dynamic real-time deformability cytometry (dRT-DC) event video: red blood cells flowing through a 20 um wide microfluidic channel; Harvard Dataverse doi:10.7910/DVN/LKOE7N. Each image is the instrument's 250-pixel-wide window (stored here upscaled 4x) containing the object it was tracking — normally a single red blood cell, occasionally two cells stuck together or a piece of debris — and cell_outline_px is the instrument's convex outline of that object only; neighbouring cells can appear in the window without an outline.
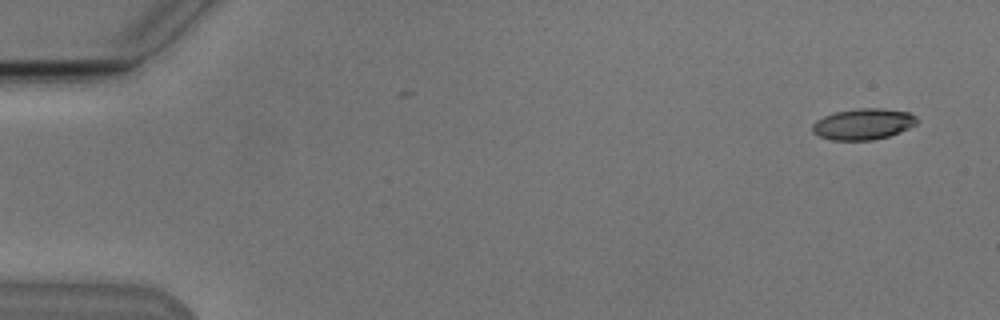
{"species": "Egyptian fruit bat (a non-hibernating species)", "species_latin": "Rousettus aegyptiacus", "temperature_condition": "cold", "stored_images_in_passage": 3, "camera_frame_rate_fps": 3000, "um_per_image_px": 0.085, "animal": {"sex": "male"}, "frame": {"image": 1, "passage_image": 1, "time_ms": 0.0, "image_size_px": [1000, 320], "cell_outline_px": [[920, 120], [916, 124], [900, 132], [888, 136], [872, 140], [832, 140], [820, 136], [812, 132], [812, 124], [816, 120], [824, 116], [836, 112], [860, 108], [880, 108], [908, 112], [916, 116]], "centroid_in_image_um": [73.38, 10.54], "position_along_channel_um": 11.6, "area_um2": 18.9}}